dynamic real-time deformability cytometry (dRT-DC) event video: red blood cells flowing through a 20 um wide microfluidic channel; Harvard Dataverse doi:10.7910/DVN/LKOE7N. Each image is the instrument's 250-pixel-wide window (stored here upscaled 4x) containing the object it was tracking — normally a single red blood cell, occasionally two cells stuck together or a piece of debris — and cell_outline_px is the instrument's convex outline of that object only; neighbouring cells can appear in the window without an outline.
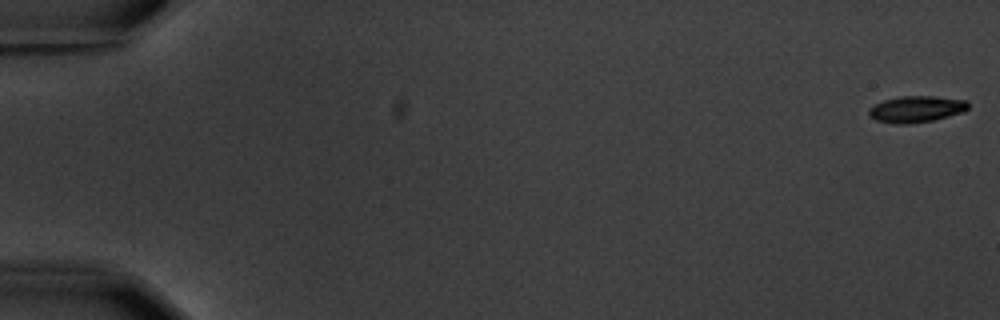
{"species": "common noctule bat (a hibernating species)", "species_latin": "Nyctalus noctula", "temperature_condition": "warm", "stored_images_in_passage": 3, "camera_frame_rate_fps": 3000, "um_per_image_px": 0.085, "animal": {"sex": "male", "body_mass_g": 20.1, "forearm_length_mm": 53.5}, "frame": {"image": 1, "passage_image": 1, "time_ms": 0.0, "image_size_px": [1000, 320], "cell_outline_px": [[968, 108], [964, 112], [932, 120], [908, 124], [892, 124], [876, 120], [868, 116], [868, 108], [884, 100], [900, 96], [936, 96], [968, 100]], "centroid_in_image_um": [77.87, 9.27], "position_along_channel_um": 7.1, "area_um2": 15.43}}